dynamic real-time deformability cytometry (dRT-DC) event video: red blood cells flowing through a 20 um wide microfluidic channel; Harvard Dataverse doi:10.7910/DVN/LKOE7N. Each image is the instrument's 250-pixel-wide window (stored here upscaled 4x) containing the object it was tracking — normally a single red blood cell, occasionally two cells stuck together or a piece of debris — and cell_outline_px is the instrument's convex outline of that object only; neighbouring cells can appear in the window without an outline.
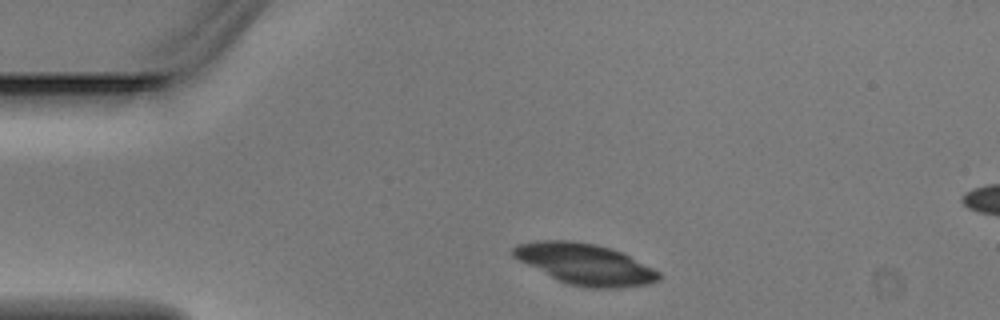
{"species": "Egyptian fruit bat (a non-hibernating species)", "species_latin": "Rousettus aegyptiacus", "temperature_condition": "warm", "stored_images_in_passage": 3, "segment_of_instrument_passage": [1, 2], "camera_frame_rate_fps": 3000, "um_per_image_px": 0.085, "animal": {"sex": "male"}, "frame": {"image": 1, "passage_image": 1, "time_ms": 0.0, "image_size_px": [1000, 320], "cell_outline_px": [[660, 280], [648, 284], [616, 288], [588, 288], [568, 284], [556, 280], [512, 256], [512, 248], [516, 244], [536, 240], [572, 240], [596, 244], [612, 248], [624, 252], [660, 272]], "centroid_in_image_um": [49.73, 22.44], "position_along_channel_um": 35.3, "area_um2": 35.08}}